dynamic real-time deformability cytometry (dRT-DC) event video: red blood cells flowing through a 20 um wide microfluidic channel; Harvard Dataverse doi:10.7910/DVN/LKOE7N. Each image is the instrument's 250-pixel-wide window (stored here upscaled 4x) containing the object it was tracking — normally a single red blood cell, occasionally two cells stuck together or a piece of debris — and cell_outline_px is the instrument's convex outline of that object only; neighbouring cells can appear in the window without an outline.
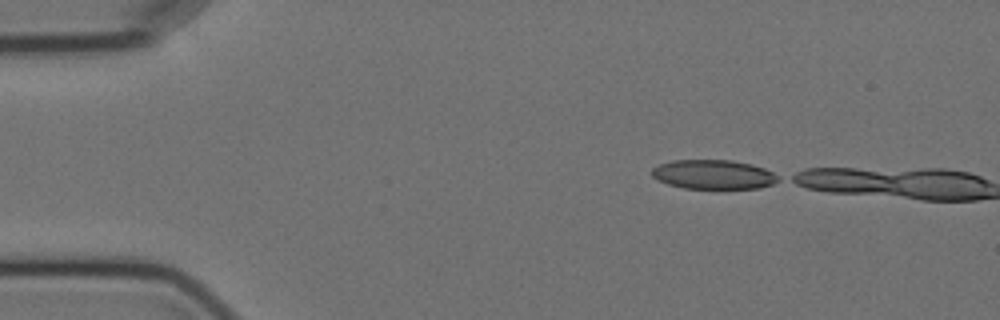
{"species": "Egyptian fruit bat (a non-hibernating species)", "species_latin": "Rousettus aegyptiacus", "temperature_condition": "cold", "stored_images_in_passage": 2, "camera_frame_rate_fps": 3000, "um_per_image_px": 0.085, "animal": {"sex": "female"}, "frame": {"image": 1, "passage_image": 1, "time_ms": 0.0, "image_size_px": [1000, 320], "cell_outline_px": [[780, 180], [772, 184], [760, 188], [684, 188], [668, 184], [652, 176], [652, 168], [660, 164], [672, 160], [732, 160], [752, 164], [764, 168], [780, 176]], "centroid_in_image_um": [60.68, 14.82], "position_along_channel_um": 24.3, "area_um2": 21.5}}